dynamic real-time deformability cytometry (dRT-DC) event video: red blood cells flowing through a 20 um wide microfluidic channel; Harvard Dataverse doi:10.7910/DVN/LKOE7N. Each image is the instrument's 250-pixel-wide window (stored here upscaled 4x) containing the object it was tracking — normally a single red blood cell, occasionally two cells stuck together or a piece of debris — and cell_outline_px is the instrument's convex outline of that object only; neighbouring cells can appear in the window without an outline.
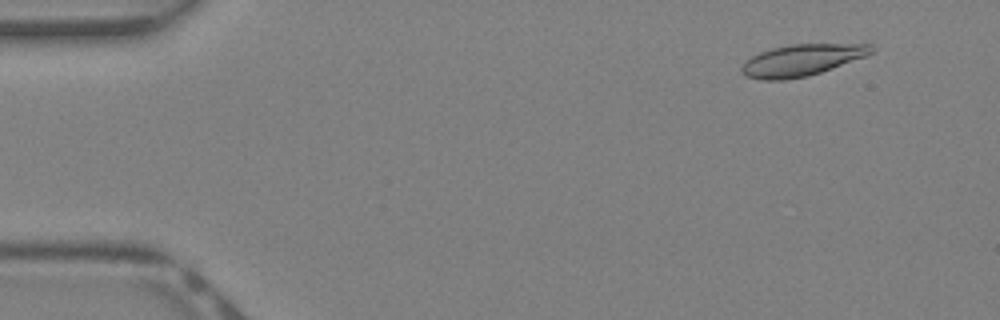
{"species": "Egyptian fruit bat (a non-hibernating species)", "species_latin": "Rousettus aegyptiacus", "temperature_condition": "warm", "stored_images_in_passage": 41, "camera_frame_rate_fps": 3000, "um_per_image_px": 0.085, "animal": {"sex": "female"}, "frame": {"image": 1, "passage_image": 4, "time_ms": 1.0, "image_size_px": [1000, 320], "cell_outline_px": [[872, 52], [864, 56], [832, 68], [808, 76], [784, 80], [764, 80], [748, 76], [740, 68], [752, 56], [760, 52], [772, 48], [792, 44], [872, 44]], "centroid_in_image_um": [68.14, 5.11], "position_along_channel_um": 16.9, "area_um2": 23.29}}
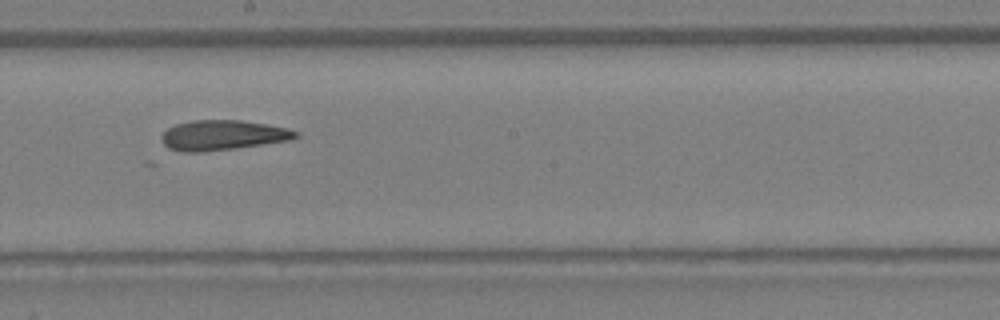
{"frame": {"image": 2, "passage_image": 23, "time_ms": 7.333, "image_size_px": [1000, 320], "cell_outline_px": [[300, 136], [288, 140], [232, 148], [200, 152], [184, 152], [168, 148], [160, 140], [160, 136], [168, 128], [176, 124], [192, 120], [240, 120], [288, 128], [300, 132]], "centroid_in_image_um": [18.9, 11.48], "position_along_channel_um": 229.3, "area_um2": 23.24}}
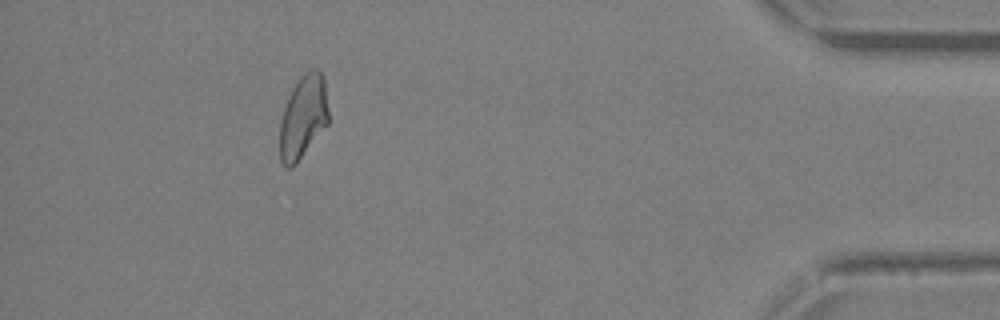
{"frame": {"image": 3, "passage_image": 37, "time_ms": 12.0, "image_size_px": [1000, 320], "cell_outline_px": [[328, 124], [296, 164], [292, 168], [288, 168], [280, 160], [280, 120], [288, 96], [292, 88], [300, 76], [308, 68], [316, 68], [324, 76], [328, 108]], "centroid_in_image_um": [25.77, 9.91], "position_along_channel_um": 409.4, "area_um2": 23.87}}